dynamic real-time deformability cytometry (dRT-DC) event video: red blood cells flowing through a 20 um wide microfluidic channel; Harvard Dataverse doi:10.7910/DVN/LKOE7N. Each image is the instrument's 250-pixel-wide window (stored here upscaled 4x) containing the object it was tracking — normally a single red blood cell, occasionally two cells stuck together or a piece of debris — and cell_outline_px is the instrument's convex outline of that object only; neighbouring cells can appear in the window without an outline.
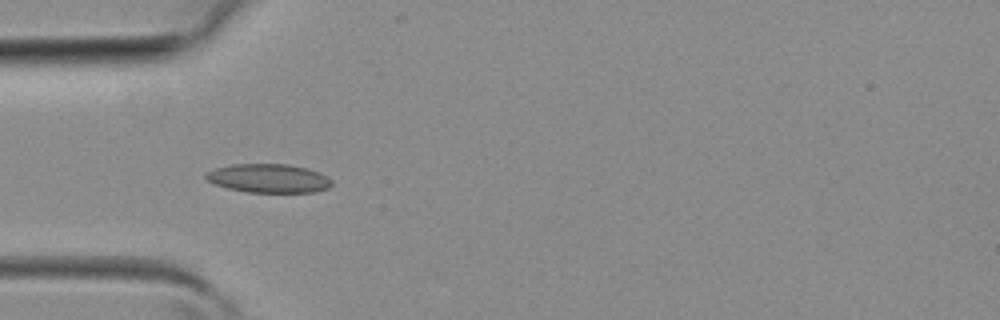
{"species": "common noctule bat (a hibernating species)", "species_latin": "Nyctalus noctula", "temperature_condition": "room temperature", "stored_images_in_passage": 4, "camera_frame_rate_fps": 3000, "um_per_image_px": 0.085, "animal": {"sex": "female", "body_mass_g": 19.3, "forearm_length_mm": 54.1}, "frame": {"image": 1, "passage_image": 3, "time_ms": 0.667, "image_size_px": [1000, 320], "cell_outline_px": [[332, 184], [328, 188], [316, 192], [248, 192], [228, 188], [216, 184], [208, 180], [204, 176], [204, 172], [216, 168], [232, 164], [288, 164], [308, 168], [320, 172], [328, 176], [332, 180]], "centroid_in_image_um": [22.86, 15.15], "position_along_channel_um": 62.1, "area_um2": 21.21}}